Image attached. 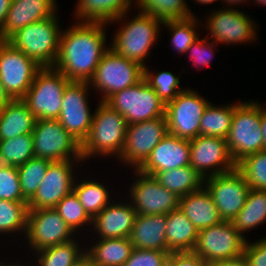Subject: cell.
<instances>
[{
	"label": "cell",
	"mask_w": 266,
	"mask_h": 266,
	"mask_svg": "<svg viewBox=\"0 0 266 266\" xmlns=\"http://www.w3.org/2000/svg\"><path fill=\"white\" fill-rule=\"evenodd\" d=\"M105 23L74 22L62 30L59 54L54 65L71 82H89L104 53Z\"/></svg>",
	"instance_id": "obj_1"
},
{
	"label": "cell",
	"mask_w": 266,
	"mask_h": 266,
	"mask_svg": "<svg viewBox=\"0 0 266 266\" xmlns=\"http://www.w3.org/2000/svg\"><path fill=\"white\" fill-rule=\"evenodd\" d=\"M93 113L89 135L81 145L83 162L92 156L107 158L109 155H115L114 157L118 158L124 147L128 126L126 119L101 101Z\"/></svg>",
	"instance_id": "obj_2"
},
{
	"label": "cell",
	"mask_w": 266,
	"mask_h": 266,
	"mask_svg": "<svg viewBox=\"0 0 266 266\" xmlns=\"http://www.w3.org/2000/svg\"><path fill=\"white\" fill-rule=\"evenodd\" d=\"M135 17V18H134ZM132 19L124 20L113 35L110 48L128 60L146 67L150 50L159 39L163 21L139 11Z\"/></svg>",
	"instance_id": "obj_3"
},
{
	"label": "cell",
	"mask_w": 266,
	"mask_h": 266,
	"mask_svg": "<svg viewBox=\"0 0 266 266\" xmlns=\"http://www.w3.org/2000/svg\"><path fill=\"white\" fill-rule=\"evenodd\" d=\"M57 13L50 18L31 23L7 41L34 60L39 66L54 67L58 54L61 36Z\"/></svg>",
	"instance_id": "obj_4"
},
{
	"label": "cell",
	"mask_w": 266,
	"mask_h": 266,
	"mask_svg": "<svg viewBox=\"0 0 266 266\" xmlns=\"http://www.w3.org/2000/svg\"><path fill=\"white\" fill-rule=\"evenodd\" d=\"M226 141L236 164L250 154L263 151L261 104L258 101H241L235 108Z\"/></svg>",
	"instance_id": "obj_5"
},
{
	"label": "cell",
	"mask_w": 266,
	"mask_h": 266,
	"mask_svg": "<svg viewBox=\"0 0 266 266\" xmlns=\"http://www.w3.org/2000/svg\"><path fill=\"white\" fill-rule=\"evenodd\" d=\"M143 78V66L109 48L102 56L88 83L102 94L100 101L105 102L114 93L136 85Z\"/></svg>",
	"instance_id": "obj_6"
},
{
	"label": "cell",
	"mask_w": 266,
	"mask_h": 266,
	"mask_svg": "<svg viewBox=\"0 0 266 266\" xmlns=\"http://www.w3.org/2000/svg\"><path fill=\"white\" fill-rule=\"evenodd\" d=\"M70 82L56 68L43 67L22 100L37 119H58L63 92Z\"/></svg>",
	"instance_id": "obj_7"
},
{
	"label": "cell",
	"mask_w": 266,
	"mask_h": 266,
	"mask_svg": "<svg viewBox=\"0 0 266 266\" xmlns=\"http://www.w3.org/2000/svg\"><path fill=\"white\" fill-rule=\"evenodd\" d=\"M105 103L118 111L128 125L165 117L166 104L144 78L136 85L114 93Z\"/></svg>",
	"instance_id": "obj_8"
},
{
	"label": "cell",
	"mask_w": 266,
	"mask_h": 266,
	"mask_svg": "<svg viewBox=\"0 0 266 266\" xmlns=\"http://www.w3.org/2000/svg\"><path fill=\"white\" fill-rule=\"evenodd\" d=\"M32 137L35 158L51 162L83 160L81 144L57 119H37Z\"/></svg>",
	"instance_id": "obj_9"
},
{
	"label": "cell",
	"mask_w": 266,
	"mask_h": 266,
	"mask_svg": "<svg viewBox=\"0 0 266 266\" xmlns=\"http://www.w3.org/2000/svg\"><path fill=\"white\" fill-rule=\"evenodd\" d=\"M247 239L234 227L232 222L221 223L199 230L193 253L208 266L212 262L232 259L243 255Z\"/></svg>",
	"instance_id": "obj_10"
},
{
	"label": "cell",
	"mask_w": 266,
	"mask_h": 266,
	"mask_svg": "<svg viewBox=\"0 0 266 266\" xmlns=\"http://www.w3.org/2000/svg\"><path fill=\"white\" fill-rule=\"evenodd\" d=\"M41 68L7 40H0V82L12 100L25 97Z\"/></svg>",
	"instance_id": "obj_11"
},
{
	"label": "cell",
	"mask_w": 266,
	"mask_h": 266,
	"mask_svg": "<svg viewBox=\"0 0 266 266\" xmlns=\"http://www.w3.org/2000/svg\"><path fill=\"white\" fill-rule=\"evenodd\" d=\"M210 101L197 91L186 89L166 104L165 118L168 133L173 136L193 139L200 135V123Z\"/></svg>",
	"instance_id": "obj_12"
},
{
	"label": "cell",
	"mask_w": 266,
	"mask_h": 266,
	"mask_svg": "<svg viewBox=\"0 0 266 266\" xmlns=\"http://www.w3.org/2000/svg\"><path fill=\"white\" fill-rule=\"evenodd\" d=\"M167 134L165 117L129 124L118 160L124 163L123 165H132L134 170H138Z\"/></svg>",
	"instance_id": "obj_13"
},
{
	"label": "cell",
	"mask_w": 266,
	"mask_h": 266,
	"mask_svg": "<svg viewBox=\"0 0 266 266\" xmlns=\"http://www.w3.org/2000/svg\"><path fill=\"white\" fill-rule=\"evenodd\" d=\"M206 30L210 33L207 38L216 45H232L234 43H249L256 40V21L250 15L235 8L213 10L206 18Z\"/></svg>",
	"instance_id": "obj_14"
},
{
	"label": "cell",
	"mask_w": 266,
	"mask_h": 266,
	"mask_svg": "<svg viewBox=\"0 0 266 266\" xmlns=\"http://www.w3.org/2000/svg\"><path fill=\"white\" fill-rule=\"evenodd\" d=\"M75 233L54 208L28 210L26 241L32 251L69 242Z\"/></svg>",
	"instance_id": "obj_15"
},
{
	"label": "cell",
	"mask_w": 266,
	"mask_h": 266,
	"mask_svg": "<svg viewBox=\"0 0 266 266\" xmlns=\"http://www.w3.org/2000/svg\"><path fill=\"white\" fill-rule=\"evenodd\" d=\"M88 82H70L62 98V108L58 121L81 145L87 139L93 114L89 107Z\"/></svg>",
	"instance_id": "obj_16"
},
{
	"label": "cell",
	"mask_w": 266,
	"mask_h": 266,
	"mask_svg": "<svg viewBox=\"0 0 266 266\" xmlns=\"http://www.w3.org/2000/svg\"><path fill=\"white\" fill-rule=\"evenodd\" d=\"M134 174L136 180L130 184L128 197L137 214H168L179 208V197L163 187L154 176L139 170H134Z\"/></svg>",
	"instance_id": "obj_17"
},
{
	"label": "cell",
	"mask_w": 266,
	"mask_h": 266,
	"mask_svg": "<svg viewBox=\"0 0 266 266\" xmlns=\"http://www.w3.org/2000/svg\"><path fill=\"white\" fill-rule=\"evenodd\" d=\"M204 186L211 194L223 221L231 222L245 205L250 186L237 170L210 176Z\"/></svg>",
	"instance_id": "obj_18"
},
{
	"label": "cell",
	"mask_w": 266,
	"mask_h": 266,
	"mask_svg": "<svg viewBox=\"0 0 266 266\" xmlns=\"http://www.w3.org/2000/svg\"><path fill=\"white\" fill-rule=\"evenodd\" d=\"M190 166L204 179L236 169L226 139L202 135L190 139Z\"/></svg>",
	"instance_id": "obj_19"
},
{
	"label": "cell",
	"mask_w": 266,
	"mask_h": 266,
	"mask_svg": "<svg viewBox=\"0 0 266 266\" xmlns=\"http://www.w3.org/2000/svg\"><path fill=\"white\" fill-rule=\"evenodd\" d=\"M80 161L83 162V160L52 162L36 193L28 201V209L54 208L67 194L72 192L76 180L74 173L76 171H73V167Z\"/></svg>",
	"instance_id": "obj_20"
},
{
	"label": "cell",
	"mask_w": 266,
	"mask_h": 266,
	"mask_svg": "<svg viewBox=\"0 0 266 266\" xmlns=\"http://www.w3.org/2000/svg\"><path fill=\"white\" fill-rule=\"evenodd\" d=\"M188 165H190V140L168 133L138 170L154 176L157 172Z\"/></svg>",
	"instance_id": "obj_21"
},
{
	"label": "cell",
	"mask_w": 266,
	"mask_h": 266,
	"mask_svg": "<svg viewBox=\"0 0 266 266\" xmlns=\"http://www.w3.org/2000/svg\"><path fill=\"white\" fill-rule=\"evenodd\" d=\"M56 4V0H12L0 29V40H8L21 28L52 17L58 12Z\"/></svg>",
	"instance_id": "obj_22"
},
{
	"label": "cell",
	"mask_w": 266,
	"mask_h": 266,
	"mask_svg": "<svg viewBox=\"0 0 266 266\" xmlns=\"http://www.w3.org/2000/svg\"><path fill=\"white\" fill-rule=\"evenodd\" d=\"M137 212L130 201L122 203L110 202L92 219L93 232L98 239H114L129 237Z\"/></svg>",
	"instance_id": "obj_23"
},
{
	"label": "cell",
	"mask_w": 266,
	"mask_h": 266,
	"mask_svg": "<svg viewBox=\"0 0 266 266\" xmlns=\"http://www.w3.org/2000/svg\"><path fill=\"white\" fill-rule=\"evenodd\" d=\"M134 2V3H133ZM135 0H78L75 21L113 24L122 22ZM123 19V20H122Z\"/></svg>",
	"instance_id": "obj_24"
},
{
	"label": "cell",
	"mask_w": 266,
	"mask_h": 266,
	"mask_svg": "<svg viewBox=\"0 0 266 266\" xmlns=\"http://www.w3.org/2000/svg\"><path fill=\"white\" fill-rule=\"evenodd\" d=\"M167 214H137L129 239L134 248L146 250H168L166 242Z\"/></svg>",
	"instance_id": "obj_25"
},
{
	"label": "cell",
	"mask_w": 266,
	"mask_h": 266,
	"mask_svg": "<svg viewBox=\"0 0 266 266\" xmlns=\"http://www.w3.org/2000/svg\"><path fill=\"white\" fill-rule=\"evenodd\" d=\"M179 209L198 231L217 225L223 221L211 194L205 186L200 190L180 197Z\"/></svg>",
	"instance_id": "obj_26"
},
{
	"label": "cell",
	"mask_w": 266,
	"mask_h": 266,
	"mask_svg": "<svg viewBox=\"0 0 266 266\" xmlns=\"http://www.w3.org/2000/svg\"><path fill=\"white\" fill-rule=\"evenodd\" d=\"M37 118L22 99L11 100L0 112V140L32 133Z\"/></svg>",
	"instance_id": "obj_27"
},
{
	"label": "cell",
	"mask_w": 266,
	"mask_h": 266,
	"mask_svg": "<svg viewBox=\"0 0 266 266\" xmlns=\"http://www.w3.org/2000/svg\"><path fill=\"white\" fill-rule=\"evenodd\" d=\"M96 241L91 248L85 247V255L93 266H123L134 248L129 237Z\"/></svg>",
	"instance_id": "obj_28"
},
{
	"label": "cell",
	"mask_w": 266,
	"mask_h": 266,
	"mask_svg": "<svg viewBox=\"0 0 266 266\" xmlns=\"http://www.w3.org/2000/svg\"><path fill=\"white\" fill-rule=\"evenodd\" d=\"M166 242L170 252H192L198 230L178 208L166 216Z\"/></svg>",
	"instance_id": "obj_29"
},
{
	"label": "cell",
	"mask_w": 266,
	"mask_h": 266,
	"mask_svg": "<svg viewBox=\"0 0 266 266\" xmlns=\"http://www.w3.org/2000/svg\"><path fill=\"white\" fill-rule=\"evenodd\" d=\"M154 178L179 198L204 186V178L190 165L157 172Z\"/></svg>",
	"instance_id": "obj_30"
},
{
	"label": "cell",
	"mask_w": 266,
	"mask_h": 266,
	"mask_svg": "<svg viewBox=\"0 0 266 266\" xmlns=\"http://www.w3.org/2000/svg\"><path fill=\"white\" fill-rule=\"evenodd\" d=\"M238 232L243 236L266 222V191L250 188L245 205L231 221Z\"/></svg>",
	"instance_id": "obj_31"
},
{
	"label": "cell",
	"mask_w": 266,
	"mask_h": 266,
	"mask_svg": "<svg viewBox=\"0 0 266 266\" xmlns=\"http://www.w3.org/2000/svg\"><path fill=\"white\" fill-rule=\"evenodd\" d=\"M240 103L215 106L210 102L201 118L200 135L226 139L231 127L234 110Z\"/></svg>",
	"instance_id": "obj_32"
},
{
	"label": "cell",
	"mask_w": 266,
	"mask_h": 266,
	"mask_svg": "<svg viewBox=\"0 0 266 266\" xmlns=\"http://www.w3.org/2000/svg\"><path fill=\"white\" fill-rule=\"evenodd\" d=\"M107 188L108 187L103 185L102 182L96 180H83V178L80 181L75 180L73 191L91 219L99 214L111 202V195Z\"/></svg>",
	"instance_id": "obj_33"
},
{
	"label": "cell",
	"mask_w": 266,
	"mask_h": 266,
	"mask_svg": "<svg viewBox=\"0 0 266 266\" xmlns=\"http://www.w3.org/2000/svg\"><path fill=\"white\" fill-rule=\"evenodd\" d=\"M82 248V249H81ZM35 266H73L85 256V250L77 240L44 248L35 252Z\"/></svg>",
	"instance_id": "obj_34"
},
{
	"label": "cell",
	"mask_w": 266,
	"mask_h": 266,
	"mask_svg": "<svg viewBox=\"0 0 266 266\" xmlns=\"http://www.w3.org/2000/svg\"><path fill=\"white\" fill-rule=\"evenodd\" d=\"M33 157L32 133L0 140V164L19 167Z\"/></svg>",
	"instance_id": "obj_35"
},
{
	"label": "cell",
	"mask_w": 266,
	"mask_h": 266,
	"mask_svg": "<svg viewBox=\"0 0 266 266\" xmlns=\"http://www.w3.org/2000/svg\"><path fill=\"white\" fill-rule=\"evenodd\" d=\"M199 18L192 16L185 19L176 20H166L163 21V28H168L171 32V46L173 51L178 52V54H184L190 48L197 39H199L198 28H199Z\"/></svg>",
	"instance_id": "obj_36"
},
{
	"label": "cell",
	"mask_w": 266,
	"mask_h": 266,
	"mask_svg": "<svg viewBox=\"0 0 266 266\" xmlns=\"http://www.w3.org/2000/svg\"><path fill=\"white\" fill-rule=\"evenodd\" d=\"M28 202L0 199V234L26 233Z\"/></svg>",
	"instance_id": "obj_37"
},
{
	"label": "cell",
	"mask_w": 266,
	"mask_h": 266,
	"mask_svg": "<svg viewBox=\"0 0 266 266\" xmlns=\"http://www.w3.org/2000/svg\"><path fill=\"white\" fill-rule=\"evenodd\" d=\"M51 163L47 159L33 157L17 167L22 195L27 201L36 193Z\"/></svg>",
	"instance_id": "obj_38"
},
{
	"label": "cell",
	"mask_w": 266,
	"mask_h": 266,
	"mask_svg": "<svg viewBox=\"0 0 266 266\" xmlns=\"http://www.w3.org/2000/svg\"><path fill=\"white\" fill-rule=\"evenodd\" d=\"M250 188L266 191V152L260 151L244 157L236 164Z\"/></svg>",
	"instance_id": "obj_39"
},
{
	"label": "cell",
	"mask_w": 266,
	"mask_h": 266,
	"mask_svg": "<svg viewBox=\"0 0 266 266\" xmlns=\"http://www.w3.org/2000/svg\"><path fill=\"white\" fill-rule=\"evenodd\" d=\"M148 68L144 67V79L165 104L174 100L180 92L185 90L180 87L179 78L181 77H176L170 71H160L154 74Z\"/></svg>",
	"instance_id": "obj_40"
},
{
	"label": "cell",
	"mask_w": 266,
	"mask_h": 266,
	"mask_svg": "<svg viewBox=\"0 0 266 266\" xmlns=\"http://www.w3.org/2000/svg\"><path fill=\"white\" fill-rule=\"evenodd\" d=\"M54 209L74 233H77V230L80 231L82 227L92 225V219L85 212L74 191L67 194Z\"/></svg>",
	"instance_id": "obj_41"
},
{
	"label": "cell",
	"mask_w": 266,
	"mask_h": 266,
	"mask_svg": "<svg viewBox=\"0 0 266 266\" xmlns=\"http://www.w3.org/2000/svg\"><path fill=\"white\" fill-rule=\"evenodd\" d=\"M0 199L28 202L22 195L17 167L0 164Z\"/></svg>",
	"instance_id": "obj_42"
},
{
	"label": "cell",
	"mask_w": 266,
	"mask_h": 266,
	"mask_svg": "<svg viewBox=\"0 0 266 266\" xmlns=\"http://www.w3.org/2000/svg\"><path fill=\"white\" fill-rule=\"evenodd\" d=\"M168 257L167 251L133 248L123 266H162Z\"/></svg>",
	"instance_id": "obj_43"
},
{
	"label": "cell",
	"mask_w": 266,
	"mask_h": 266,
	"mask_svg": "<svg viewBox=\"0 0 266 266\" xmlns=\"http://www.w3.org/2000/svg\"><path fill=\"white\" fill-rule=\"evenodd\" d=\"M214 44L216 43L213 40L210 43L207 37L203 39L199 37L197 41L191 44L186 54L189 53V59L192 60V65H194L195 68L202 69V67L210 65L214 57Z\"/></svg>",
	"instance_id": "obj_44"
},
{
	"label": "cell",
	"mask_w": 266,
	"mask_h": 266,
	"mask_svg": "<svg viewBox=\"0 0 266 266\" xmlns=\"http://www.w3.org/2000/svg\"><path fill=\"white\" fill-rule=\"evenodd\" d=\"M243 255L250 266H266V236L252 243L247 240Z\"/></svg>",
	"instance_id": "obj_45"
},
{
	"label": "cell",
	"mask_w": 266,
	"mask_h": 266,
	"mask_svg": "<svg viewBox=\"0 0 266 266\" xmlns=\"http://www.w3.org/2000/svg\"><path fill=\"white\" fill-rule=\"evenodd\" d=\"M162 266H207L205 261L193 252H171Z\"/></svg>",
	"instance_id": "obj_46"
},
{
	"label": "cell",
	"mask_w": 266,
	"mask_h": 266,
	"mask_svg": "<svg viewBox=\"0 0 266 266\" xmlns=\"http://www.w3.org/2000/svg\"><path fill=\"white\" fill-rule=\"evenodd\" d=\"M208 266H250L248 260L244 255L232 258L215 261Z\"/></svg>",
	"instance_id": "obj_47"
},
{
	"label": "cell",
	"mask_w": 266,
	"mask_h": 266,
	"mask_svg": "<svg viewBox=\"0 0 266 266\" xmlns=\"http://www.w3.org/2000/svg\"><path fill=\"white\" fill-rule=\"evenodd\" d=\"M12 0H0V29L5 23Z\"/></svg>",
	"instance_id": "obj_48"
},
{
	"label": "cell",
	"mask_w": 266,
	"mask_h": 266,
	"mask_svg": "<svg viewBox=\"0 0 266 266\" xmlns=\"http://www.w3.org/2000/svg\"><path fill=\"white\" fill-rule=\"evenodd\" d=\"M261 131L263 134V151L266 152V106L261 105Z\"/></svg>",
	"instance_id": "obj_49"
},
{
	"label": "cell",
	"mask_w": 266,
	"mask_h": 266,
	"mask_svg": "<svg viewBox=\"0 0 266 266\" xmlns=\"http://www.w3.org/2000/svg\"><path fill=\"white\" fill-rule=\"evenodd\" d=\"M11 97L6 93L2 83L0 82V112L10 103Z\"/></svg>",
	"instance_id": "obj_50"
},
{
	"label": "cell",
	"mask_w": 266,
	"mask_h": 266,
	"mask_svg": "<svg viewBox=\"0 0 266 266\" xmlns=\"http://www.w3.org/2000/svg\"><path fill=\"white\" fill-rule=\"evenodd\" d=\"M249 2L250 0H222V2L223 3H226L227 5H229V7L228 8H231L232 9V5H233V7H234V5H240L241 3L243 4H245V3H247V2ZM231 5V6H230Z\"/></svg>",
	"instance_id": "obj_51"
},
{
	"label": "cell",
	"mask_w": 266,
	"mask_h": 266,
	"mask_svg": "<svg viewBox=\"0 0 266 266\" xmlns=\"http://www.w3.org/2000/svg\"><path fill=\"white\" fill-rule=\"evenodd\" d=\"M73 266H93L89 260V258L85 255L81 260H79Z\"/></svg>",
	"instance_id": "obj_52"
},
{
	"label": "cell",
	"mask_w": 266,
	"mask_h": 266,
	"mask_svg": "<svg viewBox=\"0 0 266 266\" xmlns=\"http://www.w3.org/2000/svg\"><path fill=\"white\" fill-rule=\"evenodd\" d=\"M0 266H29V264H28V265L23 264V263L20 264V262H19V263H18V262H17V263H12V262H11V263H8V264H7V263H4V262H1V263H0ZM30 266H31V264H30ZM33 266H34V265H33Z\"/></svg>",
	"instance_id": "obj_53"
},
{
	"label": "cell",
	"mask_w": 266,
	"mask_h": 266,
	"mask_svg": "<svg viewBox=\"0 0 266 266\" xmlns=\"http://www.w3.org/2000/svg\"><path fill=\"white\" fill-rule=\"evenodd\" d=\"M216 1H218V0H195V2L197 3V4H209V3H213V2H216ZM220 1V0H219ZM221 2H222V0H221Z\"/></svg>",
	"instance_id": "obj_54"
},
{
	"label": "cell",
	"mask_w": 266,
	"mask_h": 266,
	"mask_svg": "<svg viewBox=\"0 0 266 266\" xmlns=\"http://www.w3.org/2000/svg\"><path fill=\"white\" fill-rule=\"evenodd\" d=\"M252 1H255L257 3V5L260 4V5L266 6V0H251V2Z\"/></svg>",
	"instance_id": "obj_55"
}]
</instances>
